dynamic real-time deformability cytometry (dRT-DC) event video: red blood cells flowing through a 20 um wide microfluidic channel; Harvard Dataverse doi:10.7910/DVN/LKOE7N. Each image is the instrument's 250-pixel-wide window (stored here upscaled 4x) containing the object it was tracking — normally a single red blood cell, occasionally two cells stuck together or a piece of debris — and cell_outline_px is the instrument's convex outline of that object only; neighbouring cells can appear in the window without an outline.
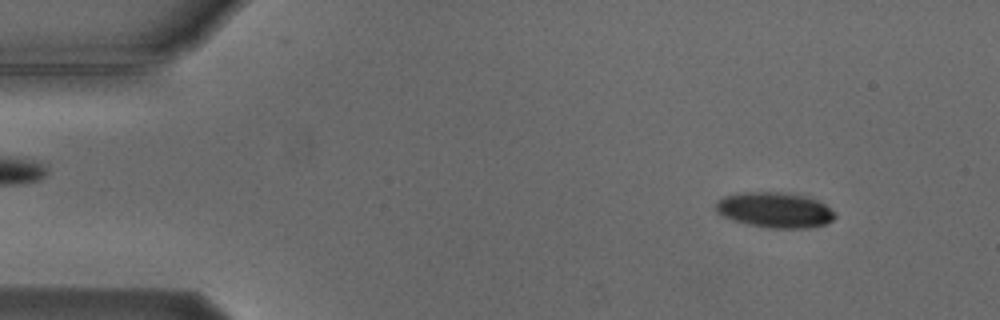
{"species": "Egyptian fruit bat (a non-hibernating species)", "species_latin": "Rousettus aegyptiacus", "temperature_condition": "cold", "stored_images_in_passage": 4, "segment_of_instrument_passage": [1, 2], "camera_frame_rate_fps": 3000, "um_per_image_px": 0.085, "animal": {"sex": "male"}, "frame": {"image": 1, "passage_image": 1, "time_ms": 0.0, "image_size_px": [1000, 320], "cell_outline_px": [[836, 216], [832, 220], [824, 224], [804, 228], [768, 228], [748, 224], [724, 216], [716, 212], [716, 200], [724, 196], [736, 192], [784, 192], [804, 196], [816, 200], [824, 204], [836, 212]], "centroid_in_image_um": [65.84, 17.83], "position_along_channel_um": 19.2, "area_um2": 24.51}}
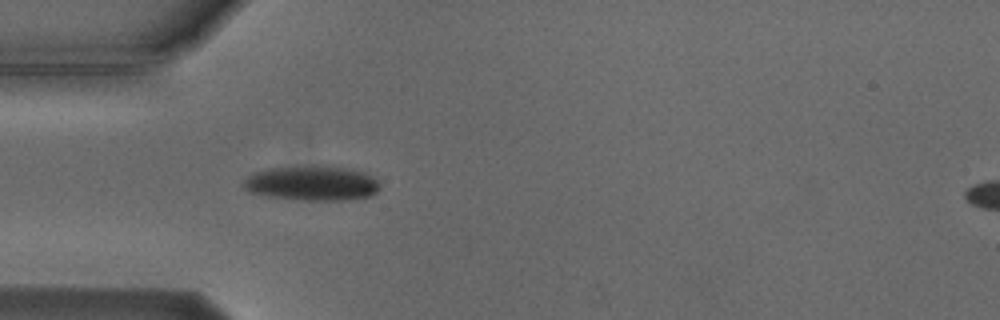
{"frame": {"image": 2, "passage_image": 3, "time_ms": 3.333, "image_size_px": [1000, 320], "cell_outline_px": [[380, 188], [372, 196], [344, 200], [296, 200], [268, 196], [248, 192], [240, 184], [252, 172], [268, 168], [324, 164], [352, 168], [364, 172], [372, 176], [380, 184]], "centroid_in_image_um": [26.51, 15.55], "position_along_channel_um": 58.5, "area_um2": 28.44}}